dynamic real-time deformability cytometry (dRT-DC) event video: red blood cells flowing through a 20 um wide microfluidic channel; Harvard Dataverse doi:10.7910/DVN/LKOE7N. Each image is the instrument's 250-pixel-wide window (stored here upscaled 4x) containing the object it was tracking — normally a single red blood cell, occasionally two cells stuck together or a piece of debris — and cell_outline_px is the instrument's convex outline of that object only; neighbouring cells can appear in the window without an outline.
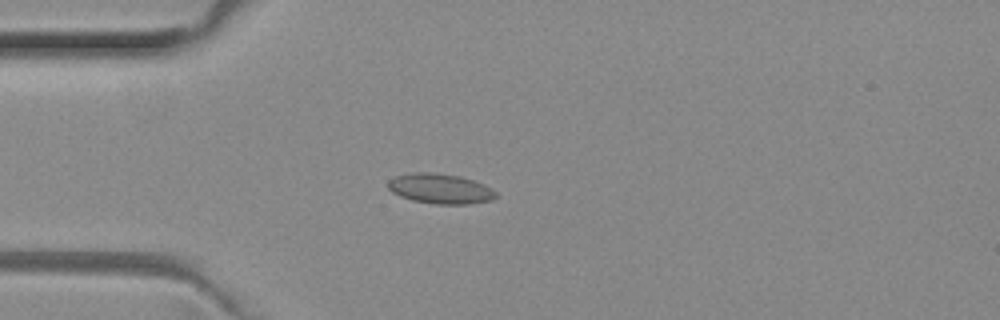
{"species": "common noctule bat (a hibernating species)", "species_latin": "Nyctalus noctula", "temperature_condition": "room temperature", "stored_images_in_passage": 44, "camera_frame_rate_fps": 3000, "um_per_image_px": 0.085, "animal": {"sex": "female", "body_mass_g": 29.2, "forearm_length_mm": 56.3}, "frame": {"image": 1, "passage_image": 6, "time_ms": 1.667, "image_size_px": [1000, 320], "cell_outline_px": [[496, 196], [492, 200], [468, 204], [436, 204], [412, 200], [400, 196], [392, 192], [388, 188], [388, 180], [396, 176], [412, 172], [432, 172], [460, 176], [484, 184], [492, 188], [496, 192]], "centroid_in_image_um": [37.41, 16.03], "position_along_channel_um": 47.6, "area_um2": 18.9}}
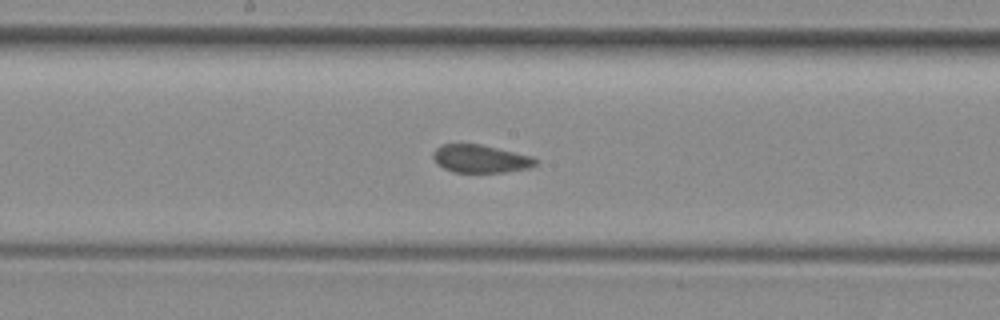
{"frame": {"image": 2, "passage_image": 19, "time_ms": 6.0, "image_size_px": [1000, 320], "cell_outline_px": [[536, 164], [532, 168], [504, 172], [452, 172], [444, 168], [432, 156], [432, 152], [440, 144], [480, 144], [532, 156], [536, 160]], "centroid_in_image_um": [40.85, 13.49], "position_along_channel_um": 207.4, "area_um2": 16.59}}
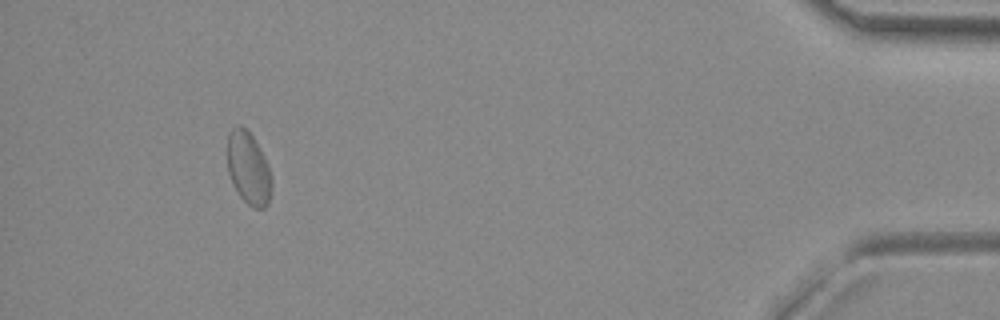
{"frame": {"image": 3, "passage_image": 40, "time_ms": 13.0, "image_size_px": [1000, 320], "cell_outline_px": [[272, 184], [268, 204], [264, 208], [252, 208], [240, 196], [232, 184], [228, 172], [228, 132], [236, 124], [240, 124], [252, 136], [264, 156], [268, 164], [272, 180]], "centroid_in_image_um": [21.11, 14.31], "position_along_channel_um": 414.1, "area_um2": 18.73}, "authors_computed_cell_mechanics": {"area_um2": 17.8024, "velocity_mm_per_s": 3.9984, "shape_relaxation_time_tau1_ms": null, "shape_relaxation_time_tau2_ms": 1.8405, "deformation_change_tau1": null, "deformation_change_tau2": 0.0649}}